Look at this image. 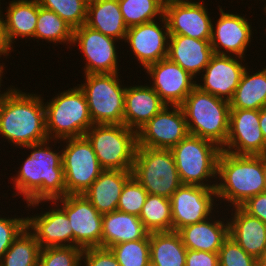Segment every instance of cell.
Instances as JSON below:
<instances>
[{
	"label": "cell",
	"mask_w": 266,
	"mask_h": 266,
	"mask_svg": "<svg viewBox=\"0 0 266 266\" xmlns=\"http://www.w3.org/2000/svg\"><path fill=\"white\" fill-rule=\"evenodd\" d=\"M57 142L60 146L56 149ZM61 144L60 140L47 139L23 147L24 150L31 151L27 153L25 161L19 164V170H15L16 174L10 178L15 190L12 197H23V202L31 204L38 201H53L66 195L62 149H59Z\"/></svg>",
	"instance_id": "obj_1"
},
{
	"label": "cell",
	"mask_w": 266,
	"mask_h": 266,
	"mask_svg": "<svg viewBox=\"0 0 266 266\" xmlns=\"http://www.w3.org/2000/svg\"><path fill=\"white\" fill-rule=\"evenodd\" d=\"M23 150L24 146L48 138L44 97L13 86L0 105V139ZM2 143V142H0Z\"/></svg>",
	"instance_id": "obj_2"
},
{
	"label": "cell",
	"mask_w": 266,
	"mask_h": 266,
	"mask_svg": "<svg viewBox=\"0 0 266 266\" xmlns=\"http://www.w3.org/2000/svg\"><path fill=\"white\" fill-rule=\"evenodd\" d=\"M264 189V155H237L221 150L215 187L220 208L240 207Z\"/></svg>",
	"instance_id": "obj_3"
},
{
	"label": "cell",
	"mask_w": 266,
	"mask_h": 266,
	"mask_svg": "<svg viewBox=\"0 0 266 266\" xmlns=\"http://www.w3.org/2000/svg\"><path fill=\"white\" fill-rule=\"evenodd\" d=\"M188 133L222 148L229 131L230 103L195 86L181 105Z\"/></svg>",
	"instance_id": "obj_4"
},
{
	"label": "cell",
	"mask_w": 266,
	"mask_h": 266,
	"mask_svg": "<svg viewBox=\"0 0 266 266\" xmlns=\"http://www.w3.org/2000/svg\"><path fill=\"white\" fill-rule=\"evenodd\" d=\"M45 102L46 132L49 139L85 136L93 125L84 92L79 86L56 93Z\"/></svg>",
	"instance_id": "obj_5"
},
{
	"label": "cell",
	"mask_w": 266,
	"mask_h": 266,
	"mask_svg": "<svg viewBox=\"0 0 266 266\" xmlns=\"http://www.w3.org/2000/svg\"><path fill=\"white\" fill-rule=\"evenodd\" d=\"M182 184L216 187L221 148L214 142L188 134L170 149Z\"/></svg>",
	"instance_id": "obj_6"
},
{
	"label": "cell",
	"mask_w": 266,
	"mask_h": 266,
	"mask_svg": "<svg viewBox=\"0 0 266 266\" xmlns=\"http://www.w3.org/2000/svg\"><path fill=\"white\" fill-rule=\"evenodd\" d=\"M119 74H84L85 81L77 84L85 94L93 124H123L127 86Z\"/></svg>",
	"instance_id": "obj_7"
},
{
	"label": "cell",
	"mask_w": 266,
	"mask_h": 266,
	"mask_svg": "<svg viewBox=\"0 0 266 266\" xmlns=\"http://www.w3.org/2000/svg\"><path fill=\"white\" fill-rule=\"evenodd\" d=\"M85 136L103 170H132L137 132L124 124H93Z\"/></svg>",
	"instance_id": "obj_8"
},
{
	"label": "cell",
	"mask_w": 266,
	"mask_h": 266,
	"mask_svg": "<svg viewBox=\"0 0 266 266\" xmlns=\"http://www.w3.org/2000/svg\"><path fill=\"white\" fill-rule=\"evenodd\" d=\"M131 171L148 194L170 199L182 185L170 149L137 146Z\"/></svg>",
	"instance_id": "obj_9"
},
{
	"label": "cell",
	"mask_w": 266,
	"mask_h": 266,
	"mask_svg": "<svg viewBox=\"0 0 266 266\" xmlns=\"http://www.w3.org/2000/svg\"><path fill=\"white\" fill-rule=\"evenodd\" d=\"M61 142L66 195L82 194L103 169L86 136L63 139Z\"/></svg>",
	"instance_id": "obj_10"
},
{
	"label": "cell",
	"mask_w": 266,
	"mask_h": 266,
	"mask_svg": "<svg viewBox=\"0 0 266 266\" xmlns=\"http://www.w3.org/2000/svg\"><path fill=\"white\" fill-rule=\"evenodd\" d=\"M120 43L84 24L73 29L71 48L78 47L79 53H82L81 58L83 56L85 59V62L84 59L82 61L85 64L83 74L117 73L121 71L117 50Z\"/></svg>",
	"instance_id": "obj_11"
},
{
	"label": "cell",
	"mask_w": 266,
	"mask_h": 266,
	"mask_svg": "<svg viewBox=\"0 0 266 266\" xmlns=\"http://www.w3.org/2000/svg\"><path fill=\"white\" fill-rule=\"evenodd\" d=\"M223 6L218 4L219 18L212 21V36L211 46L214 54L247 57V48L251 47L253 34L255 33L252 27L251 19L246 18L244 14L236 12H226ZM243 15V16H242ZM246 53V54H245Z\"/></svg>",
	"instance_id": "obj_12"
},
{
	"label": "cell",
	"mask_w": 266,
	"mask_h": 266,
	"mask_svg": "<svg viewBox=\"0 0 266 266\" xmlns=\"http://www.w3.org/2000/svg\"><path fill=\"white\" fill-rule=\"evenodd\" d=\"M69 219L73 246L101 247L102 216L83 194H69L53 200Z\"/></svg>",
	"instance_id": "obj_13"
},
{
	"label": "cell",
	"mask_w": 266,
	"mask_h": 266,
	"mask_svg": "<svg viewBox=\"0 0 266 266\" xmlns=\"http://www.w3.org/2000/svg\"><path fill=\"white\" fill-rule=\"evenodd\" d=\"M170 201L172 231L201 222L219 209L215 188L199 185L182 184L173 193Z\"/></svg>",
	"instance_id": "obj_14"
},
{
	"label": "cell",
	"mask_w": 266,
	"mask_h": 266,
	"mask_svg": "<svg viewBox=\"0 0 266 266\" xmlns=\"http://www.w3.org/2000/svg\"><path fill=\"white\" fill-rule=\"evenodd\" d=\"M45 203L46 206H48L47 203H50L49 208H45L48 209L47 211L41 207L40 213L33 212V215H27L26 228L35 236L41 248L73 246V230L70 227L69 219L54 201H38L26 204V208H28L26 210L39 209L38 207L45 206Z\"/></svg>",
	"instance_id": "obj_15"
},
{
	"label": "cell",
	"mask_w": 266,
	"mask_h": 266,
	"mask_svg": "<svg viewBox=\"0 0 266 266\" xmlns=\"http://www.w3.org/2000/svg\"><path fill=\"white\" fill-rule=\"evenodd\" d=\"M161 23H159V22ZM161 24V25H160ZM169 30L166 18L131 26L127 29L124 43H127L130 56L139 62V67L145 70L168 55ZM133 54V55H131Z\"/></svg>",
	"instance_id": "obj_16"
},
{
	"label": "cell",
	"mask_w": 266,
	"mask_h": 266,
	"mask_svg": "<svg viewBox=\"0 0 266 266\" xmlns=\"http://www.w3.org/2000/svg\"><path fill=\"white\" fill-rule=\"evenodd\" d=\"M188 134L182 107L166 105L137 131V146L171 149Z\"/></svg>",
	"instance_id": "obj_17"
},
{
	"label": "cell",
	"mask_w": 266,
	"mask_h": 266,
	"mask_svg": "<svg viewBox=\"0 0 266 266\" xmlns=\"http://www.w3.org/2000/svg\"><path fill=\"white\" fill-rule=\"evenodd\" d=\"M144 71L151 78L147 83L169 106H181L196 86V78L168 58L149 65Z\"/></svg>",
	"instance_id": "obj_18"
},
{
	"label": "cell",
	"mask_w": 266,
	"mask_h": 266,
	"mask_svg": "<svg viewBox=\"0 0 266 266\" xmlns=\"http://www.w3.org/2000/svg\"><path fill=\"white\" fill-rule=\"evenodd\" d=\"M221 149L237 155L266 154V142L259 127V110L230 109L227 141Z\"/></svg>",
	"instance_id": "obj_19"
},
{
	"label": "cell",
	"mask_w": 266,
	"mask_h": 266,
	"mask_svg": "<svg viewBox=\"0 0 266 266\" xmlns=\"http://www.w3.org/2000/svg\"><path fill=\"white\" fill-rule=\"evenodd\" d=\"M204 1L206 0L172 2L164 5V17L168 24L169 35L211 40L214 17L210 16Z\"/></svg>",
	"instance_id": "obj_20"
},
{
	"label": "cell",
	"mask_w": 266,
	"mask_h": 266,
	"mask_svg": "<svg viewBox=\"0 0 266 266\" xmlns=\"http://www.w3.org/2000/svg\"><path fill=\"white\" fill-rule=\"evenodd\" d=\"M245 60L236 56L214 54L202 74L197 77L196 86L202 91L230 101L247 67L248 62Z\"/></svg>",
	"instance_id": "obj_21"
},
{
	"label": "cell",
	"mask_w": 266,
	"mask_h": 266,
	"mask_svg": "<svg viewBox=\"0 0 266 266\" xmlns=\"http://www.w3.org/2000/svg\"><path fill=\"white\" fill-rule=\"evenodd\" d=\"M220 211L218 209L207 219L186 225L177 231L186 249L212 253L219 252L224 241L229 237L228 215L223 216L227 211L224 210L225 212L222 213L223 218L219 215Z\"/></svg>",
	"instance_id": "obj_22"
},
{
	"label": "cell",
	"mask_w": 266,
	"mask_h": 266,
	"mask_svg": "<svg viewBox=\"0 0 266 266\" xmlns=\"http://www.w3.org/2000/svg\"><path fill=\"white\" fill-rule=\"evenodd\" d=\"M138 82L127 84L123 114V124L136 132L166 106L148 83Z\"/></svg>",
	"instance_id": "obj_23"
},
{
	"label": "cell",
	"mask_w": 266,
	"mask_h": 266,
	"mask_svg": "<svg viewBox=\"0 0 266 266\" xmlns=\"http://www.w3.org/2000/svg\"><path fill=\"white\" fill-rule=\"evenodd\" d=\"M225 210L228 211V215L231 213V216L227 217L229 236L246 253L258 260L266 249V223L249 215L241 207Z\"/></svg>",
	"instance_id": "obj_24"
},
{
	"label": "cell",
	"mask_w": 266,
	"mask_h": 266,
	"mask_svg": "<svg viewBox=\"0 0 266 266\" xmlns=\"http://www.w3.org/2000/svg\"><path fill=\"white\" fill-rule=\"evenodd\" d=\"M213 55L210 40H199L184 35H169L167 58L194 78L202 74Z\"/></svg>",
	"instance_id": "obj_25"
},
{
	"label": "cell",
	"mask_w": 266,
	"mask_h": 266,
	"mask_svg": "<svg viewBox=\"0 0 266 266\" xmlns=\"http://www.w3.org/2000/svg\"><path fill=\"white\" fill-rule=\"evenodd\" d=\"M4 10V36L8 47L14 51L15 46H13V44L15 45L17 39L18 41L34 39L38 18V1L11 0L8 6L4 7Z\"/></svg>",
	"instance_id": "obj_26"
},
{
	"label": "cell",
	"mask_w": 266,
	"mask_h": 266,
	"mask_svg": "<svg viewBox=\"0 0 266 266\" xmlns=\"http://www.w3.org/2000/svg\"><path fill=\"white\" fill-rule=\"evenodd\" d=\"M132 177L131 170H103L82 194L101 213L117 210L125 183Z\"/></svg>",
	"instance_id": "obj_27"
},
{
	"label": "cell",
	"mask_w": 266,
	"mask_h": 266,
	"mask_svg": "<svg viewBox=\"0 0 266 266\" xmlns=\"http://www.w3.org/2000/svg\"><path fill=\"white\" fill-rule=\"evenodd\" d=\"M149 232L138 216L115 210L102 216L101 247L144 239Z\"/></svg>",
	"instance_id": "obj_28"
},
{
	"label": "cell",
	"mask_w": 266,
	"mask_h": 266,
	"mask_svg": "<svg viewBox=\"0 0 266 266\" xmlns=\"http://www.w3.org/2000/svg\"><path fill=\"white\" fill-rule=\"evenodd\" d=\"M85 25L120 42L125 41L128 29L118 0H100L87 5Z\"/></svg>",
	"instance_id": "obj_29"
},
{
	"label": "cell",
	"mask_w": 266,
	"mask_h": 266,
	"mask_svg": "<svg viewBox=\"0 0 266 266\" xmlns=\"http://www.w3.org/2000/svg\"><path fill=\"white\" fill-rule=\"evenodd\" d=\"M249 67L247 65L245 68L233 98L229 101L230 109L260 110L266 106V66L255 72Z\"/></svg>",
	"instance_id": "obj_30"
},
{
	"label": "cell",
	"mask_w": 266,
	"mask_h": 266,
	"mask_svg": "<svg viewBox=\"0 0 266 266\" xmlns=\"http://www.w3.org/2000/svg\"><path fill=\"white\" fill-rule=\"evenodd\" d=\"M186 254L177 231L150 233V266H185Z\"/></svg>",
	"instance_id": "obj_31"
},
{
	"label": "cell",
	"mask_w": 266,
	"mask_h": 266,
	"mask_svg": "<svg viewBox=\"0 0 266 266\" xmlns=\"http://www.w3.org/2000/svg\"><path fill=\"white\" fill-rule=\"evenodd\" d=\"M35 40L37 44L39 40H42V42L47 41L46 43H52L56 46L60 44L65 46L66 44L67 49L72 51L70 47L73 42V28L55 12L41 7L38 3V18L34 33V43Z\"/></svg>",
	"instance_id": "obj_32"
},
{
	"label": "cell",
	"mask_w": 266,
	"mask_h": 266,
	"mask_svg": "<svg viewBox=\"0 0 266 266\" xmlns=\"http://www.w3.org/2000/svg\"><path fill=\"white\" fill-rule=\"evenodd\" d=\"M41 247L25 228L0 259V266H38Z\"/></svg>",
	"instance_id": "obj_33"
},
{
	"label": "cell",
	"mask_w": 266,
	"mask_h": 266,
	"mask_svg": "<svg viewBox=\"0 0 266 266\" xmlns=\"http://www.w3.org/2000/svg\"><path fill=\"white\" fill-rule=\"evenodd\" d=\"M139 218L149 233L172 231L170 199L148 194Z\"/></svg>",
	"instance_id": "obj_34"
},
{
	"label": "cell",
	"mask_w": 266,
	"mask_h": 266,
	"mask_svg": "<svg viewBox=\"0 0 266 266\" xmlns=\"http://www.w3.org/2000/svg\"><path fill=\"white\" fill-rule=\"evenodd\" d=\"M118 3L128 28L148 23L164 16L163 0H118Z\"/></svg>",
	"instance_id": "obj_35"
},
{
	"label": "cell",
	"mask_w": 266,
	"mask_h": 266,
	"mask_svg": "<svg viewBox=\"0 0 266 266\" xmlns=\"http://www.w3.org/2000/svg\"><path fill=\"white\" fill-rule=\"evenodd\" d=\"M120 266H150V233L144 238L109 247Z\"/></svg>",
	"instance_id": "obj_36"
},
{
	"label": "cell",
	"mask_w": 266,
	"mask_h": 266,
	"mask_svg": "<svg viewBox=\"0 0 266 266\" xmlns=\"http://www.w3.org/2000/svg\"><path fill=\"white\" fill-rule=\"evenodd\" d=\"M39 5L55 12L73 29L86 23L87 4L84 0H37Z\"/></svg>",
	"instance_id": "obj_37"
},
{
	"label": "cell",
	"mask_w": 266,
	"mask_h": 266,
	"mask_svg": "<svg viewBox=\"0 0 266 266\" xmlns=\"http://www.w3.org/2000/svg\"><path fill=\"white\" fill-rule=\"evenodd\" d=\"M82 253L77 246L41 248L38 266H82Z\"/></svg>",
	"instance_id": "obj_38"
},
{
	"label": "cell",
	"mask_w": 266,
	"mask_h": 266,
	"mask_svg": "<svg viewBox=\"0 0 266 266\" xmlns=\"http://www.w3.org/2000/svg\"><path fill=\"white\" fill-rule=\"evenodd\" d=\"M147 196V191L132 176L123 187L117 210L139 217Z\"/></svg>",
	"instance_id": "obj_39"
},
{
	"label": "cell",
	"mask_w": 266,
	"mask_h": 266,
	"mask_svg": "<svg viewBox=\"0 0 266 266\" xmlns=\"http://www.w3.org/2000/svg\"><path fill=\"white\" fill-rule=\"evenodd\" d=\"M219 266H258V260L246 253L230 236L218 252Z\"/></svg>",
	"instance_id": "obj_40"
},
{
	"label": "cell",
	"mask_w": 266,
	"mask_h": 266,
	"mask_svg": "<svg viewBox=\"0 0 266 266\" xmlns=\"http://www.w3.org/2000/svg\"><path fill=\"white\" fill-rule=\"evenodd\" d=\"M2 212L0 210V259L18 235L26 228V217L23 215H13V217L8 215V217H5Z\"/></svg>",
	"instance_id": "obj_41"
},
{
	"label": "cell",
	"mask_w": 266,
	"mask_h": 266,
	"mask_svg": "<svg viewBox=\"0 0 266 266\" xmlns=\"http://www.w3.org/2000/svg\"><path fill=\"white\" fill-rule=\"evenodd\" d=\"M82 266H120L109 248L89 247L83 249Z\"/></svg>",
	"instance_id": "obj_42"
},
{
	"label": "cell",
	"mask_w": 266,
	"mask_h": 266,
	"mask_svg": "<svg viewBox=\"0 0 266 266\" xmlns=\"http://www.w3.org/2000/svg\"><path fill=\"white\" fill-rule=\"evenodd\" d=\"M185 266H219L218 253L187 249Z\"/></svg>",
	"instance_id": "obj_43"
},
{
	"label": "cell",
	"mask_w": 266,
	"mask_h": 266,
	"mask_svg": "<svg viewBox=\"0 0 266 266\" xmlns=\"http://www.w3.org/2000/svg\"><path fill=\"white\" fill-rule=\"evenodd\" d=\"M246 213L266 223V192L252 196L240 206Z\"/></svg>",
	"instance_id": "obj_44"
},
{
	"label": "cell",
	"mask_w": 266,
	"mask_h": 266,
	"mask_svg": "<svg viewBox=\"0 0 266 266\" xmlns=\"http://www.w3.org/2000/svg\"><path fill=\"white\" fill-rule=\"evenodd\" d=\"M1 0H0V57L4 58H10L11 53L13 52L6 42L5 36H4V24H3V9L1 7Z\"/></svg>",
	"instance_id": "obj_45"
},
{
	"label": "cell",
	"mask_w": 266,
	"mask_h": 266,
	"mask_svg": "<svg viewBox=\"0 0 266 266\" xmlns=\"http://www.w3.org/2000/svg\"><path fill=\"white\" fill-rule=\"evenodd\" d=\"M7 66H5V64H4V62H3V64L0 66V105H1V102H2V100H3V98H4V96L10 91V89L14 86V85H11V86H9L8 88H4L3 90H1L2 89V87H3V76H5L4 74H6L5 72H4V70L6 71V68ZM2 86V87H1ZM6 89V90H5Z\"/></svg>",
	"instance_id": "obj_46"
},
{
	"label": "cell",
	"mask_w": 266,
	"mask_h": 266,
	"mask_svg": "<svg viewBox=\"0 0 266 266\" xmlns=\"http://www.w3.org/2000/svg\"><path fill=\"white\" fill-rule=\"evenodd\" d=\"M259 127L266 142V106L259 110Z\"/></svg>",
	"instance_id": "obj_47"
},
{
	"label": "cell",
	"mask_w": 266,
	"mask_h": 266,
	"mask_svg": "<svg viewBox=\"0 0 266 266\" xmlns=\"http://www.w3.org/2000/svg\"><path fill=\"white\" fill-rule=\"evenodd\" d=\"M258 266H266V249L261 257L258 259Z\"/></svg>",
	"instance_id": "obj_48"
},
{
	"label": "cell",
	"mask_w": 266,
	"mask_h": 266,
	"mask_svg": "<svg viewBox=\"0 0 266 266\" xmlns=\"http://www.w3.org/2000/svg\"><path fill=\"white\" fill-rule=\"evenodd\" d=\"M196 1V0H193ZM172 2H192V0H163L164 5L172 3Z\"/></svg>",
	"instance_id": "obj_49"
},
{
	"label": "cell",
	"mask_w": 266,
	"mask_h": 266,
	"mask_svg": "<svg viewBox=\"0 0 266 266\" xmlns=\"http://www.w3.org/2000/svg\"><path fill=\"white\" fill-rule=\"evenodd\" d=\"M264 180H265L264 192H266V154L264 155Z\"/></svg>",
	"instance_id": "obj_50"
},
{
	"label": "cell",
	"mask_w": 266,
	"mask_h": 266,
	"mask_svg": "<svg viewBox=\"0 0 266 266\" xmlns=\"http://www.w3.org/2000/svg\"><path fill=\"white\" fill-rule=\"evenodd\" d=\"M86 2L87 5L98 2L100 0H84Z\"/></svg>",
	"instance_id": "obj_51"
},
{
	"label": "cell",
	"mask_w": 266,
	"mask_h": 266,
	"mask_svg": "<svg viewBox=\"0 0 266 266\" xmlns=\"http://www.w3.org/2000/svg\"><path fill=\"white\" fill-rule=\"evenodd\" d=\"M241 1H244V0H241ZM255 1H256V0H255ZM262 1L264 2V1H266V0H261V2H262ZM263 6H264V8H263V12L265 13V14L263 13V15H266V2L264 3Z\"/></svg>",
	"instance_id": "obj_52"
}]
</instances>
